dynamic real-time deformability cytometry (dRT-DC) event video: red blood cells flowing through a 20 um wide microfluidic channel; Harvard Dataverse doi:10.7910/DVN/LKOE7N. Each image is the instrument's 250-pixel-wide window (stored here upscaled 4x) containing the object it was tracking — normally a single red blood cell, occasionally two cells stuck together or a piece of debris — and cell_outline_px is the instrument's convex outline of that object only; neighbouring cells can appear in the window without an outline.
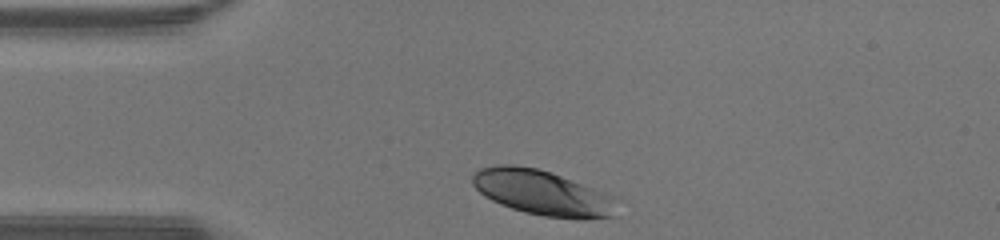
{"species": "human", "species_latin": "Homo sapiens", "temperature_condition": "warm", "stored_images_in_passage": 28, "camera_frame_rate_fps": 3000, "um_per_image_px": 0.085, "donor": {"sex": "male"}, "frame": {"image": 1, "passage_image": 1, "time_ms": 0.0, "image_size_px": [1000, 240], "cell_outline_px": [[620, 196], [612, 216], [584, 220], [580, 220], [544, 216], [524, 212], [500, 204], [484, 196], [472, 184], [472, 172], [480, 168], [500, 164], [516, 164], [536, 168]], "centroid_in_image_um": [46.15, 16.39], "position_along_channel_um": 38.9, "area_um2": 38.44}}
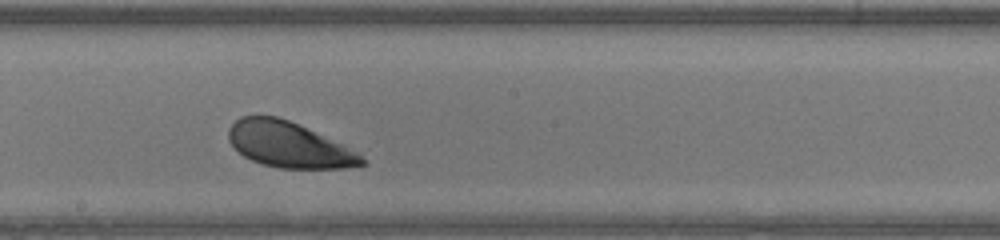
{"frame": {"image": 2, "passage_image": 16, "time_ms": 5.0, "image_size_px": [1000, 240], "cell_outline_px": [[368, 164], [348, 168], [280, 168], [264, 164], [252, 160], [244, 156], [228, 140], [228, 128], [240, 116], [276, 116], [288, 120], [344, 144], [360, 152]], "centroid_in_image_um": [24.6, 12.31], "position_along_channel_um": 223.6, "area_um2": 35.37}}
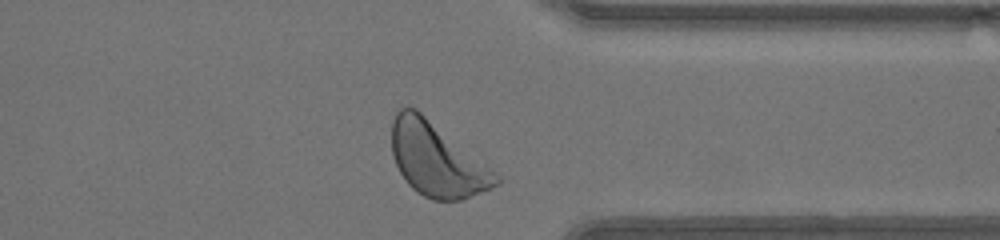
{"frame": {"image": 3, "passage_image": 27, "time_ms": 8.667, "image_size_px": [1000, 240], "cell_outline_px": [[500, 184], [460, 200], [432, 200], [416, 192], [408, 184], [400, 172], [392, 156], [392, 120], [396, 112], [400, 108], [416, 108], [496, 172], [500, 176]], "centroid_in_image_um": [37.11, 13.57], "position_along_channel_um": 374.3, "area_um2": 44.27}, "authors_computed_cell_mechanics": {"area_um2": 38.437, "velocity_mm_per_s": 4.2637, "shape_relaxation_time_tau1_ms": 1.1471, "shape_relaxation_time_tau2_ms": null, "deformation_change_tau1": 0.1088, "deformation_change_tau2": null}}